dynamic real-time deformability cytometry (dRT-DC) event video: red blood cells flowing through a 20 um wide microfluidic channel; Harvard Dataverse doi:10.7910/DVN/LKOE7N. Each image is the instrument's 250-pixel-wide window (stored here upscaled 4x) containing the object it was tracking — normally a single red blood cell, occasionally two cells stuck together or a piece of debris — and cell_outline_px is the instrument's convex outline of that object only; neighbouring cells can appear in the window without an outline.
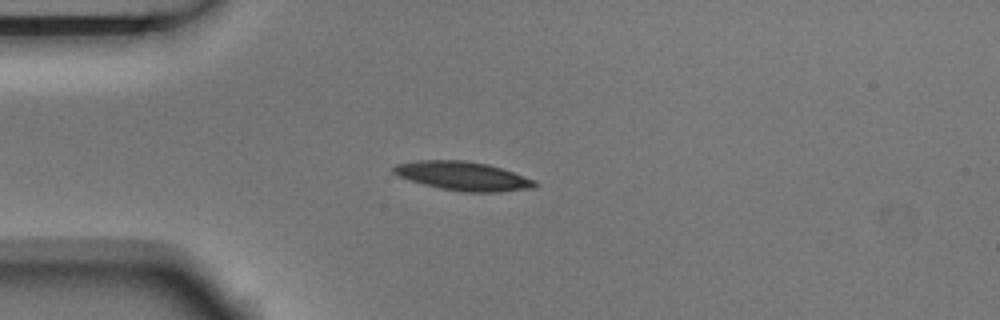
{"species": "Egyptian fruit bat (a non-hibernating species)", "species_latin": "Rousettus aegyptiacus", "temperature_condition": "room temperature", "stored_images_in_passage": 2, "camera_frame_rate_fps": 3000, "um_per_image_px": 0.085, "animal": {"sex": "male"}, "frame": {"image": 1, "passage_image": 2, "time_ms": 0.333, "image_size_px": [1000, 320], "cell_outline_px": [[536, 184], [532, 188], [500, 192], [464, 192], [440, 188], [424, 184], [400, 176], [392, 172], [392, 168], [396, 164], [416, 160], [464, 160], [488, 164], [536, 180]], "centroid_in_image_um": [39.35, 14.96], "position_along_channel_um": 45.7, "area_um2": 23.52}}